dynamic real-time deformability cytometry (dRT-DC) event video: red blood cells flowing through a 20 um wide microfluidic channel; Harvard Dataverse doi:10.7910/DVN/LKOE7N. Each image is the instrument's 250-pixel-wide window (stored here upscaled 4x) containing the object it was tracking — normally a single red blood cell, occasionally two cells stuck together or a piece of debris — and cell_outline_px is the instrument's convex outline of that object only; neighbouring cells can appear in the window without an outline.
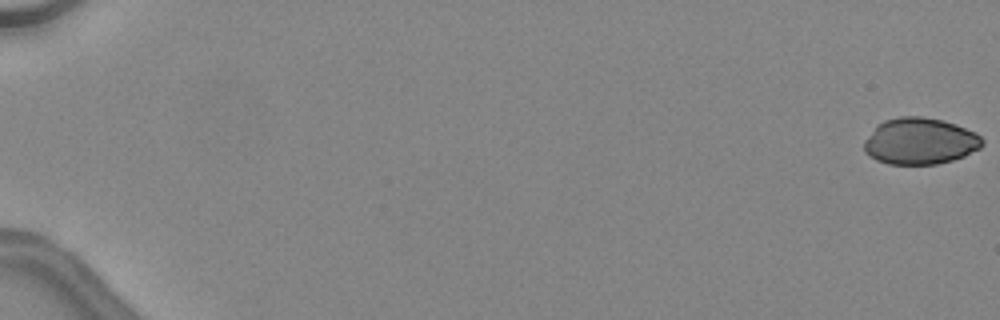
{"species": "common noctule bat (a hibernating species)", "species_latin": "Nyctalus noctula", "temperature_condition": "warm", "stored_images_in_passage": 48, "camera_frame_rate_fps": 3000, "um_per_image_px": 0.085, "animal": {"sex": "female", "body_mass_g": 24.6, "forearm_length_mm": 56.2}, "frame": {"image": 1, "passage_image": 1, "time_ms": 0.0, "image_size_px": [1000, 320], "cell_outline_px": [[984, 144], [980, 148], [964, 156], [952, 160], [936, 164], [888, 164], [876, 160], [868, 156], [864, 152], [864, 140], [876, 124], [884, 120], [900, 116], [920, 116], [940, 120], [956, 124], [976, 132], [984, 140]], "centroid_in_image_um": [78.18, 12.0], "position_along_channel_um": 6.8, "area_um2": 32.31}}